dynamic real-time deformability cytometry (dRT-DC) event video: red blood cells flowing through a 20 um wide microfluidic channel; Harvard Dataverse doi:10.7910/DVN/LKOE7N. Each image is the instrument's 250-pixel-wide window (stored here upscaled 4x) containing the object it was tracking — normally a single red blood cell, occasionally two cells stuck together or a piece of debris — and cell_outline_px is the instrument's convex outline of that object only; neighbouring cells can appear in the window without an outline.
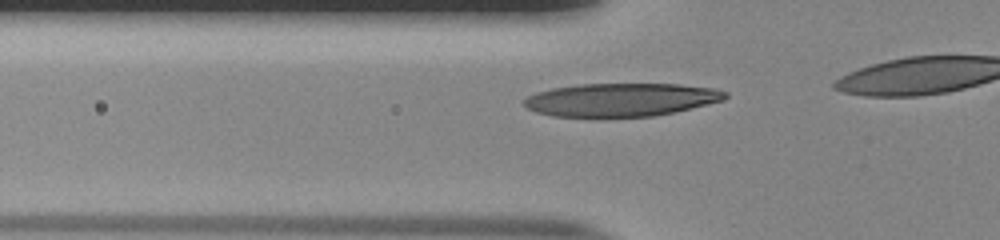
{"species": "human", "species_latin": "Homo sapiens", "temperature_condition": "room temperature", "stored_images_in_passage": 8, "camera_frame_rate_fps": 3000, "um_per_image_px": 0.085, "donor": {"sex": "male"}, "frame": {"image": 1, "passage_image": 2, "time_ms": 0.333, "image_size_px": [1000, 240], "cell_outline_px": [[728, 96], [724, 100], [692, 108], [652, 116], [600, 120], [592, 120], [552, 116], [536, 112], [528, 108], [524, 104], [524, 100], [528, 96], [536, 92], [552, 88], [580, 84], [680, 84], [716, 88], [728, 92]], "centroid_in_image_um": [52.75, 8.52], "position_along_channel_um": 73.0, "area_um2": 40.29}}
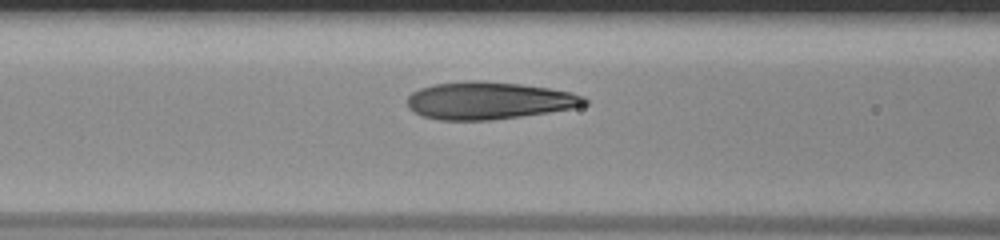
{"frame": {"image": 2, "passage_image": 6, "time_ms": 1.667, "image_size_px": [1000, 240], "cell_outline_px": [[588, 104], [572, 108], [548, 112], [492, 120], [440, 120], [420, 116], [412, 112], [408, 108], [408, 96], [412, 92], [420, 88], [436, 84], [468, 80], [476, 80], [520, 84], [548, 88], [572, 92], [584, 96], [588, 100]], "centroid_in_image_um": [41.53, 8.55], "position_along_channel_um": 125.1, "area_um2": 38.67}}